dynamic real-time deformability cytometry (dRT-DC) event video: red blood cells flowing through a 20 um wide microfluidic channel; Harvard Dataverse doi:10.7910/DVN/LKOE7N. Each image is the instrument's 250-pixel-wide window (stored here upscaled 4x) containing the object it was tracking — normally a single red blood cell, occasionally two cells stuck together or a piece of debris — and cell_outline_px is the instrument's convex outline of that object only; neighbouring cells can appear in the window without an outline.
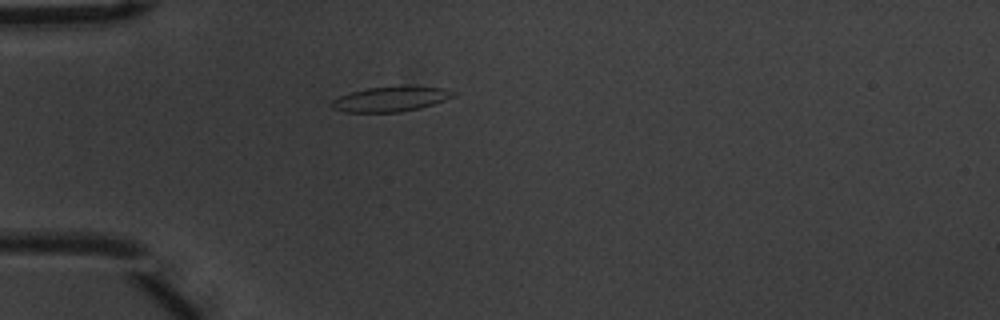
{"species": "common noctule bat (a hibernating species)", "species_latin": "Nyctalus noctula", "temperature_condition": "warm", "stored_images_in_passage": 42, "camera_frame_rate_fps": 3000, "um_per_image_px": 0.085, "animal": {"sex": "male", "body_mass_g": 20.1, "forearm_length_mm": 53.5}, "frame": {"image": 1, "passage_image": 3, "time_ms": 0.667, "image_size_px": [1000, 320], "cell_outline_px": [[456, 92], [452, 96], [444, 100], [420, 108], [400, 112], [344, 112], [332, 108], [332, 100], [340, 96], [352, 92], [368, 88], [412, 84], [416, 84], [444, 88]], "centroid_in_image_um": [33.25, 8.39], "position_along_channel_um": 51.8, "area_um2": 17.98}}
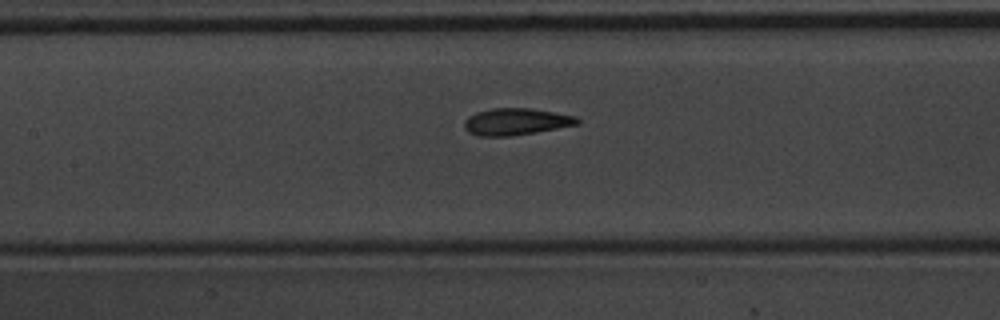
{"frame": {"image": 2, "passage_image": 13, "time_ms": 4.0, "image_size_px": [1000, 320], "cell_outline_px": [[580, 124], [536, 132], [508, 136], [480, 136], [468, 132], [464, 128], [464, 120], [468, 116], [476, 112], [492, 108], [528, 108], [576, 116], [580, 120]], "centroid_in_image_um": [43.84, 10.34], "position_along_channel_um": 163.6, "area_um2": 17.63}}
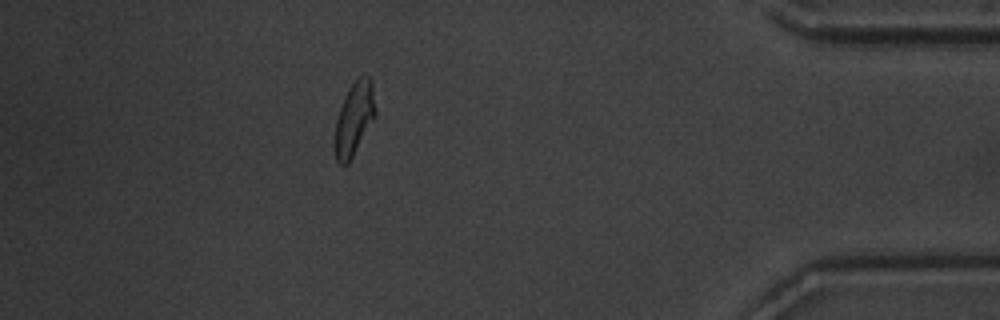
{"frame": {"image": 3, "passage_image": 36, "time_ms": 11.667, "image_size_px": [1000, 320], "cell_outline_px": [[376, 116], [348, 164], [336, 164], [332, 144], [332, 136], [336, 120], [340, 108], [348, 88], [356, 76], [368, 76], [372, 80], [376, 108]], "centroid_in_image_um": [30.07, 10.11], "position_along_channel_um": 405.1, "area_um2": 18.03}, "authors_computed_cell_mechanics": {"area_um2": 17.6001, "velocity_mm_per_s": 3.7046, "shape_relaxation_time_tau1_ms": 5.4242, "shape_relaxation_time_tau2_ms": 1.6922, "deformation_change_tau1": 0.176, "deformation_change_tau2": 0.0881}}